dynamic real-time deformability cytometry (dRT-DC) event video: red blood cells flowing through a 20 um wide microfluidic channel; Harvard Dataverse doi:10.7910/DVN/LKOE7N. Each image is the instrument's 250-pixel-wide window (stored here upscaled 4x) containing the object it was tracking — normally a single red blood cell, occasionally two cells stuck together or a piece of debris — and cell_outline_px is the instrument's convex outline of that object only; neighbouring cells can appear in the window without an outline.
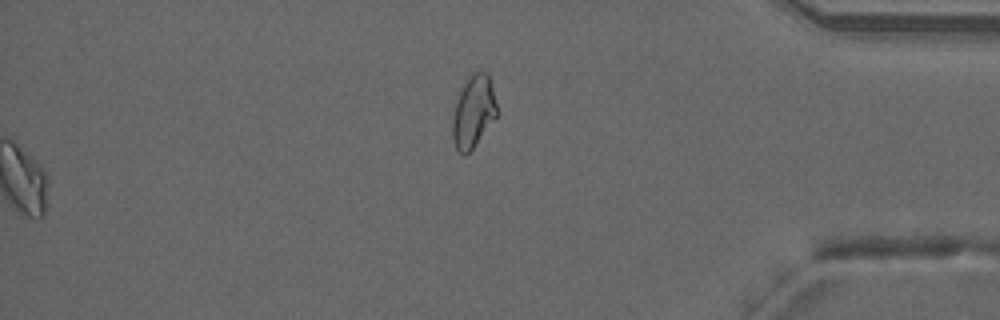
{"species": "common noctule bat (a hibernating species)", "species_latin": "Nyctalus noctula", "temperature_condition": "warm", "stored_images_in_passage": 50, "segment_of_instrument_passage": [2, 2], "camera_frame_rate_fps": 3000, "um_per_image_px": 0.085, "animal": {"sex": "male", "forearm_length_mm": 52.5}, "frame": {"image": 1, "passage_image": 50, "time_ms": 16.333, "image_size_px": [1000, 320], "cell_outline_px": [[496, 116], [472, 148], [464, 156], [456, 148], [452, 140], [452, 116], [460, 92], [468, 76], [472, 72], [480, 68], [488, 72], [496, 104]], "centroid_in_image_um": [40.22, 9.43], "position_along_channel_um": 395.0, "area_um2": 18.44}}